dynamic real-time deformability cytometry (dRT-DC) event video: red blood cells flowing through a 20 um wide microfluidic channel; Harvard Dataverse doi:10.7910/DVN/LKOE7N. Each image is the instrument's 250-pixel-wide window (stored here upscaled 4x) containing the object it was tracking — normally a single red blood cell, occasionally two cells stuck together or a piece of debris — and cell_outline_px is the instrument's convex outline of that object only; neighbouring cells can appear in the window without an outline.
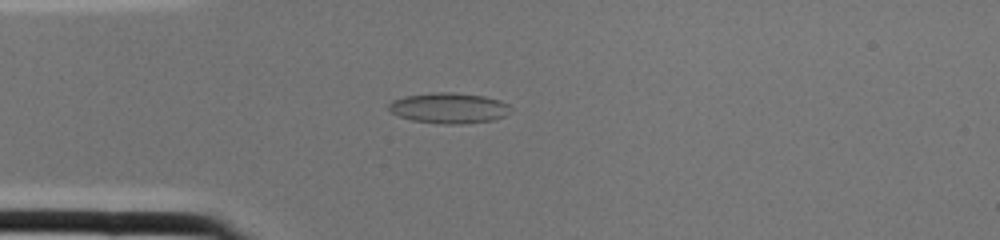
{"species": "common noctule bat (a hibernating species)", "species_latin": "Nyctalus noctula", "temperature_condition": "cold", "stored_images_in_passage": 1, "camera_frame_rate_fps": 3000, "um_per_image_px": 0.085, "animal": {"sex": "female", "body_mass_g": 22.0, "forearm_length_mm": 56.7}, "frame": {"image": 1, "passage_image": 1, "time_ms": 0.0, "image_size_px": [1000, 240], "cell_outline_px": [[512, 108], [504, 116], [492, 120], [460, 124], [444, 124], [412, 120], [400, 116], [392, 112], [388, 108], [388, 104], [392, 100], [404, 96], [432, 92], [452, 92], [484, 96], [500, 100], [508, 104]], "centroid_in_image_um": [38.15, 9.17], "position_along_channel_um": 46.8, "area_um2": 21.68}}